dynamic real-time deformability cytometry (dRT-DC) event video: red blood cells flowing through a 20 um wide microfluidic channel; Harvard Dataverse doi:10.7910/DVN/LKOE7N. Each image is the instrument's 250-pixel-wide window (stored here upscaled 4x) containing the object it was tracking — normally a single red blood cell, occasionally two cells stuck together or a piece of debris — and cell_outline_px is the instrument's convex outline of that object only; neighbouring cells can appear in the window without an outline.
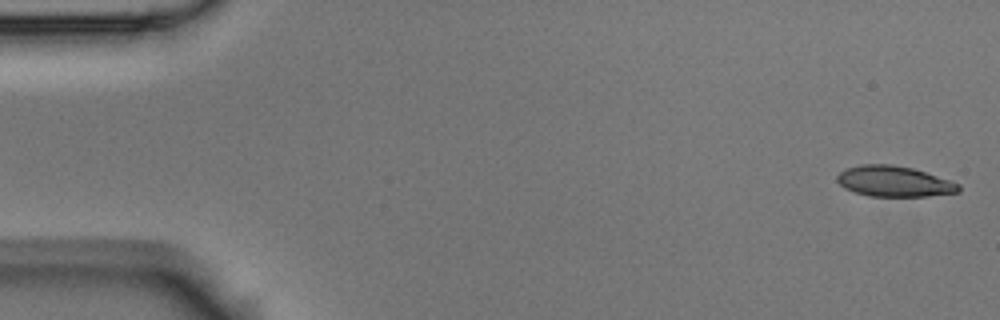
{"species": "Egyptian fruit bat (a non-hibernating species)", "species_latin": "Rousettus aegyptiacus", "temperature_condition": "room temperature", "stored_images_in_passage": 5, "camera_frame_rate_fps": 3000, "um_per_image_px": 0.085, "animal": {"sex": "male"}, "frame": {"image": 1, "passage_image": 1, "time_ms": 0.0, "image_size_px": [1000, 320], "cell_outline_px": [[960, 192], [928, 196], [868, 196], [844, 188], [836, 180], [836, 176], [840, 172], [848, 168], [864, 164], [892, 164], [912, 168], [960, 184]], "centroid_in_image_um": [75.99, 15.42], "position_along_channel_um": 9.0, "area_um2": 21.5}}
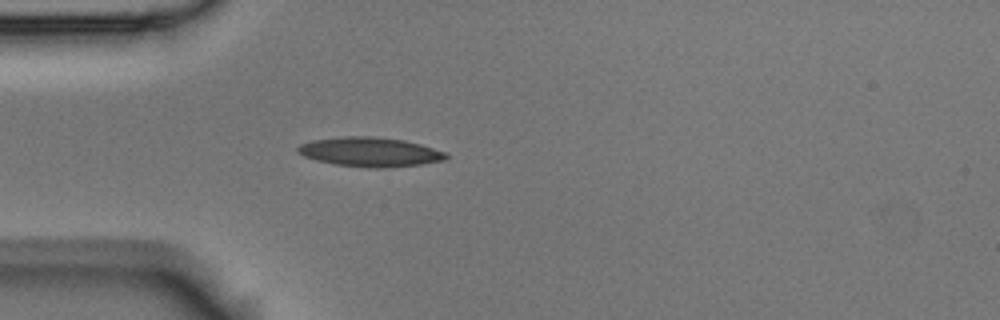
{"frame": {"image": 2, "passage_image": 5, "time_ms": 1.333, "image_size_px": [1000, 320], "cell_outline_px": [[448, 156], [444, 160], [420, 164], [384, 168], [372, 168], [336, 164], [316, 160], [304, 156], [296, 152], [296, 148], [300, 144], [312, 140], [344, 136], [372, 136], [404, 140], [420, 144], [448, 152]], "centroid_in_image_um": [31.45, 12.91], "position_along_channel_um": 53.6, "area_um2": 25.37}}